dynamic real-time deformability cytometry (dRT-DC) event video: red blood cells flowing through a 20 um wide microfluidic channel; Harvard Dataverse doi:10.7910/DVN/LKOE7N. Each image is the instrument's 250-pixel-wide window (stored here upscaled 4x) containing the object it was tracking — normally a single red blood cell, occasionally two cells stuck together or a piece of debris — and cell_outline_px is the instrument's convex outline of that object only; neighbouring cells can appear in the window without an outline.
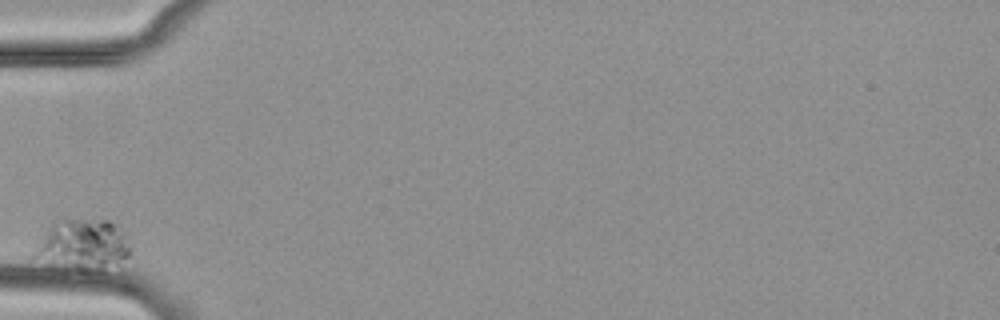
{"species": "common noctule bat (a hibernating species)", "species_latin": "Nyctalus noctula", "temperature_condition": "cold", "stored_images_in_passage": 2, "camera_frame_rate_fps": 3000, "um_per_image_px": 0.085, "animal": {"sex": "female", "body_mass_g": 29.2, "forearm_length_mm": 56.3}, "frame": {"image": 1, "passage_image": 1, "time_ms": 0.0, "image_size_px": [1000, 320], "cell_outline_px": [[128, 256], [124, 272], [120, 276], [80, 272], [52, 268], [32, 256], [44, 236], [56, 220], [64, 216], [112, 220], [120, 224], [128, 244]], "centroid_in_image_um": [7.2, 20.94], "position_along_channel_um": 77.8, "area_um2": 31.56}}